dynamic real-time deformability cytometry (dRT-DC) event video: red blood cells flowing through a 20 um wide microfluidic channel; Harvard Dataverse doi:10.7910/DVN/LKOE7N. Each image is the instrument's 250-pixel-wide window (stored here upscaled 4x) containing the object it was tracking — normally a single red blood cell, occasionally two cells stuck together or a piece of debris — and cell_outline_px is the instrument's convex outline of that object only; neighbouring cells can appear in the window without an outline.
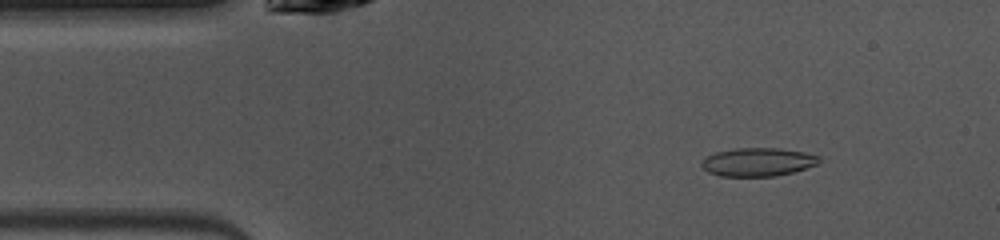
{"species": "common noctule bat (a hibernating species)", "species_latin": "Nyctalus noctula", "temperature_condition": "warm", "stored_images_in_passage": 48, "camera_frame_rate_fps": 3000, "um_per_image_px": 0.085, "animal": {"sex": "female", "body_mass_g": 10.0, "forearm_length_mm": 53.1}, "frame": {"image": 1, "passage_image": 5, "time_ms": 1.333, "image_size_px": [1000, 240], "cell_outline_px": [[820, 160], [816, 164], [792, 172], [776, 176], [720, 176], [708, 172], [700, 164], [708, 156], [716, 152], [736, 148], [776, 148], [804, 152], [820, 156]], "centroid_in_image_um": [64.41, 13.77], "position_along_channel_um": 20.6, "area_um2": 19.19}}
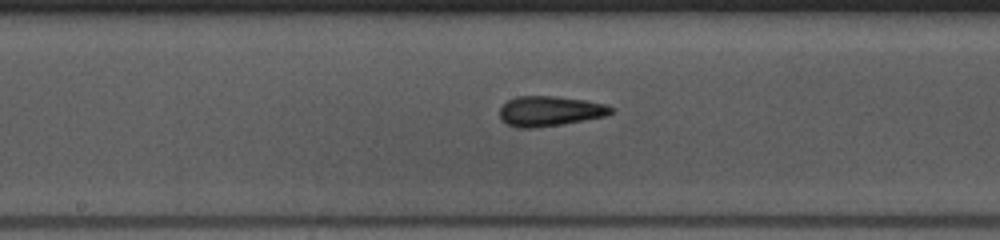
{"frame": {"image": 2, "passage_image": 22, "time_ms": 7.0, "image_size_px": [1000, 240], "cell_outline_px": [[616, 108], [612, 112], [604, 116], [564, 124], [536, 128], [516, 128], [508, 124], [500, 116], [500, 108], [508, 100], [520, 96], [556, 96], [584, 100], [604, 104]], "centroid_in_image_um": [46.74, 9.45], "position_along_channel_um": 201.5, "area_um2": 19.42}}
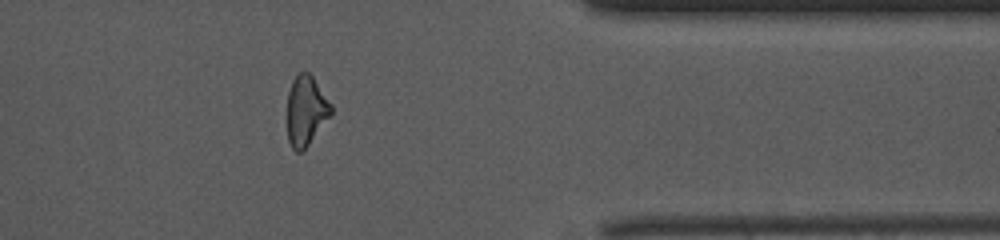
{"frame": {"image": 3, "passage_image": 37, "time_ms": 12.0, "image_size_px": [1000, 240], "cell_outline_px": [[332, 112], [308, 144], [300, 152], [296, 152], [292, 148], [288, 140], [284, 120], [284, 116], [288, 92], [292, 80], [300, 72], [308, 72], [312, 76], [332, 104]], "centroid_in_image_um": [25.93, 9.4], "position_along_channel_um": 385.5, "area_um2": 18.21}, "authors_computed_cell_mechanics": {"area_um2": 19.1029, "velocity_mm_per_s": 4.0822, "shape_relaxation_time_tau1_ms": 4.4431, "shape_relaxation_time_tau2_ms": 2.1755, "deformation_change_tau1": 0.1523, "deformation_change_tau2": 0.0812}}